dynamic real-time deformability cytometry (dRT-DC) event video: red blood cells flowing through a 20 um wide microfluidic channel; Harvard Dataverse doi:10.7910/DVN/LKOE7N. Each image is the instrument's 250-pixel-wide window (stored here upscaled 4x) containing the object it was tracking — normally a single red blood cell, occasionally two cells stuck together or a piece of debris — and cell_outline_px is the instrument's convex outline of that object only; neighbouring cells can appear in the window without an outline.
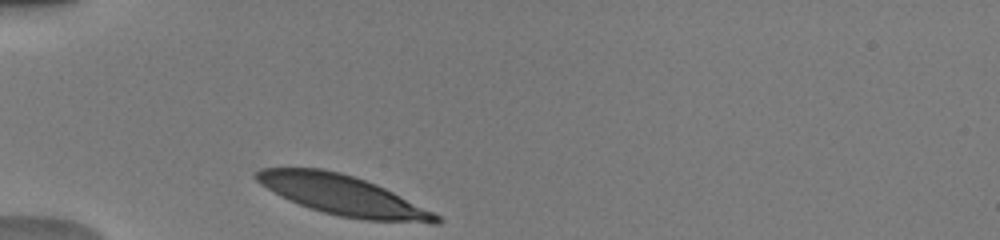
{"species": "human", "species_latin": "Homo sapiens", "temperature_condition": "warm", "stored_images_in_passage": 29, "camera_frame_rate_fps": 3000, "um_per_image_px": 0.085, "donor": {"sex": "male"}, "frame": {"image": 1, "passage_image": 1, "time_ms": 0.0, "image_size_px": [1000, 240], "cell_outline_px": [[440, 224], [432, 224], [364, 220], [340, 216], [308, 208], [260, 184], [252, 176], [260, 168], [320, 168], [340, 172], [376, 184], [440, 216]], "centroid_in_image_um": [29.15, 16.61], "position_along_channel_um": 55.9, "area_um2": 41.1}}
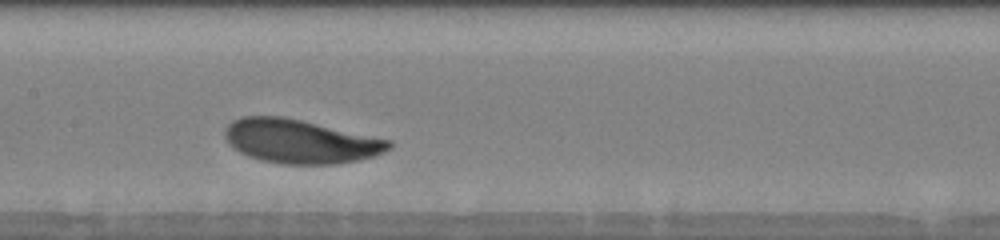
{"frame": {"image": 2, "passage_image": 12, "time_ms": 3.667, "image_size_px": [1000, 240], "cell_outline_px": [[392, 148], [376, 156], [360, 160], [336, 164], [280, 164], [260, 160], [248, 156], [232, 148], [228, 144], [224, 136], [224, 128], [232, 120], [240, 116], [284, 116], [392, 140]], "centroid_in_image_um": [25.51, 12.01], "position_along_channel_um": 181.9, "area_um2": 42.48}}
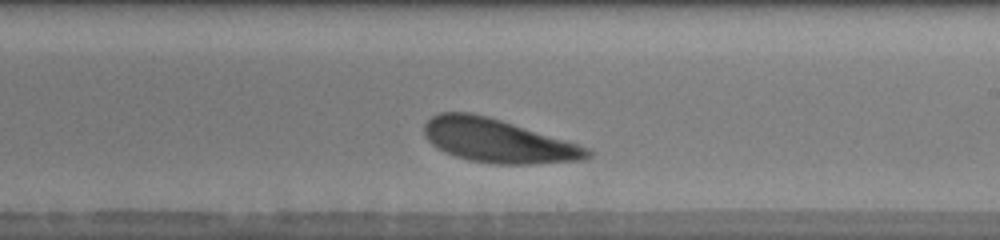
{"frame": {"image": 3, "passage_image": 17, "time_ms": 5.333, "image_size_px": [1000, 240], "cell_outline_px": [[592, 156], [584, 160], [532, 164], [492, 164], [468, 160], [444, 152], [436, 148], [428, 140], [424, 132], [424, 124], [432, 116], [440, 112], [472, 112], [488, 116], [576, 144], [588, 148], [592, 152]], "centroid_in_image_um": [42.28, 11.97], "position_along_channel_um": 246.7, "area_um2": 41.21}, "authors_computed_cell_mechanics": {"area_um2": 42.3674, "velocity_mm_per_s": 3.8935, "shape_relaxation_time_tau1_ms": 1.7574, "shape_relaxation_time_tau2_ms": null, "deformation_change_tau1": 0.1096, "deformation_change_tau2": null}}